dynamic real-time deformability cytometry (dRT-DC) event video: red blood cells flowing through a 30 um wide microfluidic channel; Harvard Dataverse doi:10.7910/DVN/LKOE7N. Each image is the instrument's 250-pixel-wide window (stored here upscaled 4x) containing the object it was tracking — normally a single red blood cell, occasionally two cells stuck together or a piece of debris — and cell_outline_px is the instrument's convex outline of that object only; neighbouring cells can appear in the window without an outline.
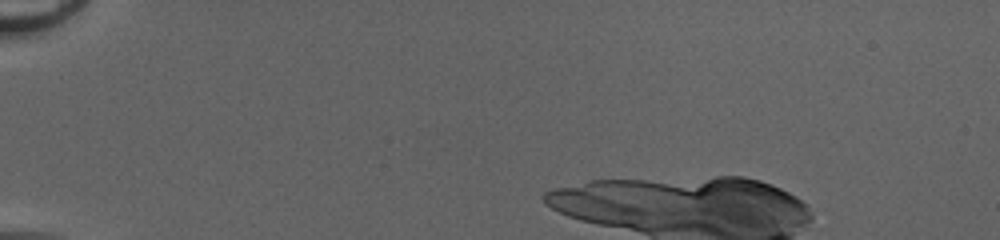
{"species": "common noctule bat (a hibernating species)", "species_latin": "Nyctalus noctula", "temperature_condition": "cold", "stored_images_in_passage": 15, "camera_frame_rate_fps": 3000, "um_per_image_px": 0.085, "animal": {"sex": "female", "body_mass_g": 20.0, "forearm_length_mm": 54.0}, "frame": {"image": 1, "passage_image": 2, "time_ms": 0.333, "image_size_px": [1000, 240], "cell_outline_px": [[796, 200], [788, 200], [696, 196], [664, 188], [712, 180], [752, 180], [776, 188], [784, 192]], "centroid_in_image_um": [62.28, 16.14], "position_along_channel_um": 22.7, "area_um2": 11.85}}